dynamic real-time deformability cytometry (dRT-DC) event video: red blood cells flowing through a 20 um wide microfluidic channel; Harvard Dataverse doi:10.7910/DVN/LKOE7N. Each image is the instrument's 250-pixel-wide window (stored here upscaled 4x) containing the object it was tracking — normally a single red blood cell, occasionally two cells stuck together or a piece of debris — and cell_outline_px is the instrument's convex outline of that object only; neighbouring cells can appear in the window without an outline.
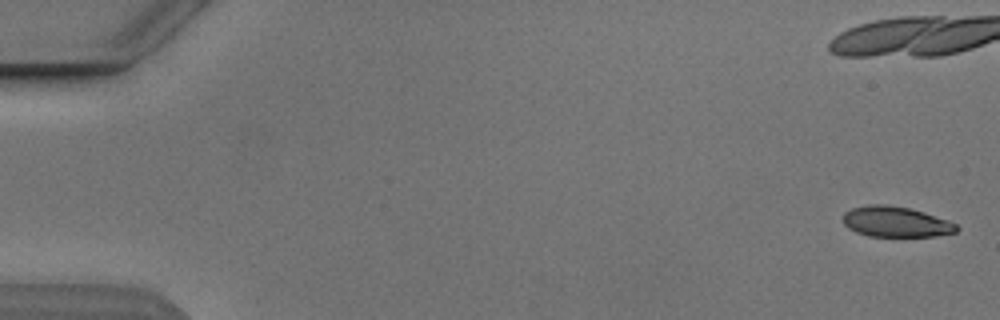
{"species": "Egyptian fruit bat (a non-hibernating species)", "species_latin": "Rousettus aegyptiacus", "temperature_condition": "cold", "stored_images_in_passage": 6, "camera_frame_rate_fps": 3000, "um_per_image_px": 0.085, "animal": {"sex": "male"}, "frame": {"image": 1, "passage_image": 1, "time_ms": 0.0, "image_size_px": [1000, 320], "cell_outline_px": [[960, 228], [956, 232], [936, 236], [868, 236], [856, 232], [848, 228], [844, 224], [844, 212], [852, 208], [868, 204], [888, 204], [908, 208], [924, 212], [948, 220], [956, 224]], "centroid_in_image_um": [76.15, 18.85], "position_along_channel_um": 8.9, "area_um2": 20.23}}